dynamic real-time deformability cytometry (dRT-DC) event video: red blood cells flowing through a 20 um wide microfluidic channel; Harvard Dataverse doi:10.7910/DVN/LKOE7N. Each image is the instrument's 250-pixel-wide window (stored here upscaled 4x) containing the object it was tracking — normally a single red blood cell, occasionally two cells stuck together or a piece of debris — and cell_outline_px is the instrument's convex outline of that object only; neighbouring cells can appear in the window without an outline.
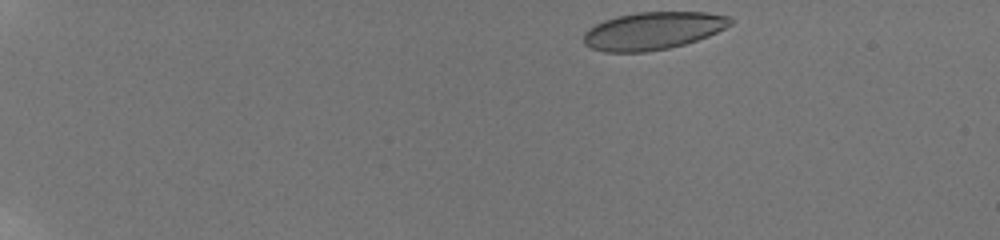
{"species": "human", "species_latin": "Homo sapiens", "temperature_condition": "room temperature", "stored_images_in_passage": 23, "camera_frame_rate_fps": 3000, "um_per_image_px": 0.085, "donor": {"sex": "male"}, "frame": {"image": 1, "passage_image": 1, "time_ms": 0.0, "image_size_px": [1000, 240], "cell_outline_px": [[732, 24], [708, 36], [684, 44], [668, 48], [644, 52], [604, 52], [592, 48], [584, 44], [584, 32], [588, 28], [604, 20], [616, 16], [636, 12], [708, 12], [728, 16], [732, 20]], "centroid_in_image_um": [55.48, 2.61], "position_along_channel_um": 29.5, "area_um2": 32.14}}
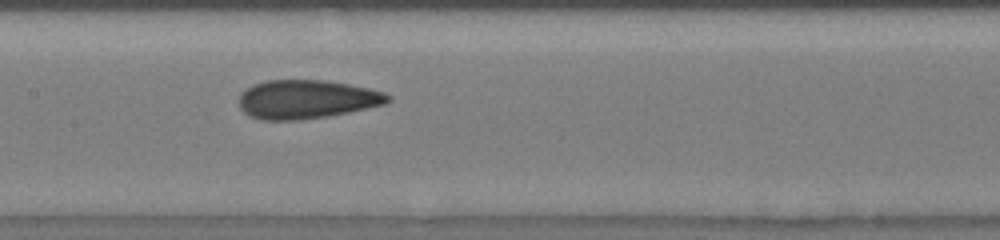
{"frame": {"image": 2, "passage_image": 11, "time_ms": 7.333, "image_size_px": [1000, 240], "cell_outline_px": [[392, 100], [384, 104], [348, 112], [328, 116], [296, 120], [260, 120], [248, 116], [240, 108], [240, 92], [256, 84], [268, 80], [324, 80], [348, 84], [368, 88], [384, 92], [392, 96]], "centroid_in_image_um": [26.06, 8.45], "position_along_channel_um": 181.3, "area_um2": 33.52}}
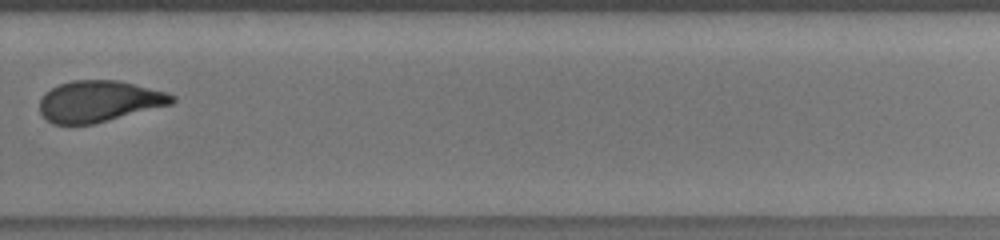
{"frame": {"image": 3, "passage_image": 16, "time_ms": 11.0, "image_size_px": [1000, 240], "cell_outline_px": [[176, 100], [172, 104], [92, 124], [52, 124], [40, 112], [40, 100], [44, 92], [60, 84], [72, 80], [116, 80], [168, 92], [176, 96]], "centroid_in_image_um": [8.42, 8.6], "position_along_channel_um": 321.4, "area_um2": 31.67}, "authors_computed_cell_mechanics": {"area_um2": 32.8882, "velocity_mm_per_s": 3.8292, "shape_relaxation_time_tau1_ms": 7.9987, "shape_relaxation_time_tau2_ms": 1.0974, "deformation_change_tau1": 0.1824, "deformation_change_tau2": 0.0751}}